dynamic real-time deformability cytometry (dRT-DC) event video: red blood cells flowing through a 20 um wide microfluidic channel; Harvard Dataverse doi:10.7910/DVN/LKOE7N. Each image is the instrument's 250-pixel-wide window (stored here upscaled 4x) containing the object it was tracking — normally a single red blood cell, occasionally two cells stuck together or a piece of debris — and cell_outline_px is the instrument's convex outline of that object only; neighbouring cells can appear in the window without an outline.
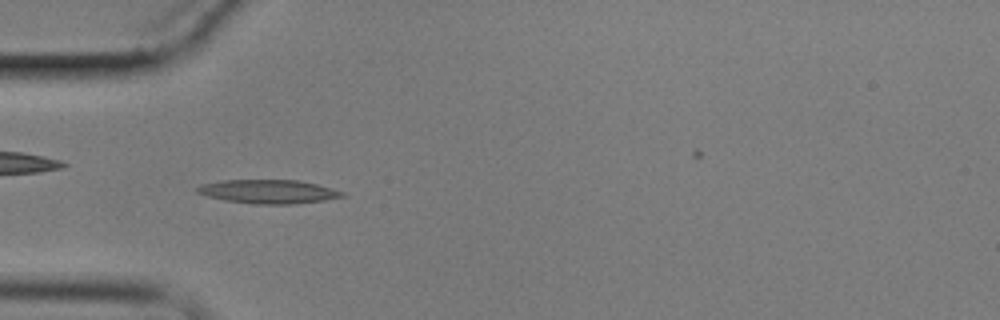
{"species": "common noctule bat (a hibernating species)", "species_latin": "Nyctalus noctula", "temperature_condition": "cold", "stored_images_in_passage": 8, "camera_frame_rate_fps": 3000, "um_per_image_px": 0.085, "animal": {"sex": "male", "body_mass_g": 17.9}, "frame": {"image": 1, "passage_image": 6, "time_ms": 6.0, "image_size_px": [1000, 320], "cell_outline_px": [[348, 196], [324, 200], [292, 204], [256, 204], [224, 200], [208, 196], [196, 192], [196, 188], [200, 184], [224, 180], [296, 180], [316, 184], [344, 192]], "centroid_in_image_um": [22.81, 16.28], "position_along_channel_um": 62.2, "area_um2": 20.0}}
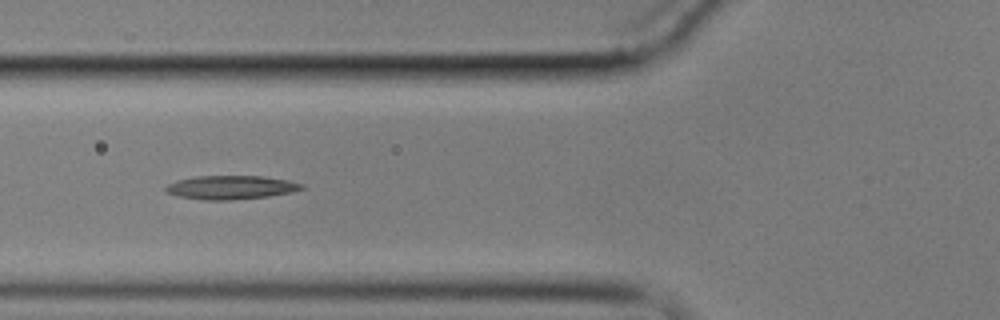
{"frame": {"image": 2, "passage_image": 7, "time_ms": 7.333, "image_size_px": [1000, 320], "cell_outline_px": [[304, 188], [292, 192], [268, 196], [232, 200], [204, 200], [176, 196], [164, 192], [164, 188], [168, 184], [176, 180], [196, 176], [264, 176], [288, 180], [304, 184]], "centroid_in_image_um": [19.59, 15.93], "position_along_channel_um": 106.2, "area_um2": 18.96}}
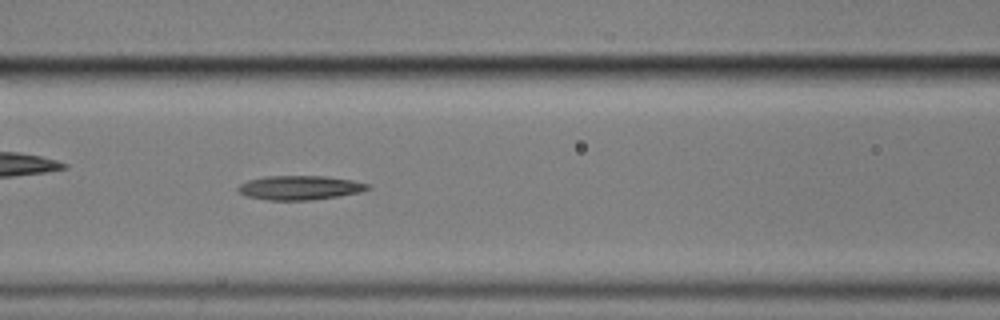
{"frame": {"image": 3, "passage_image": 8, "time_ms": 8.333, "image_size_px": [1000, 320], "cell_outline_px": [[372, 188], [360, 192], [336, 196], [308, 200], [268, 200], [248, 196], [240, 192], [236, 188], [240, 184], [248, 180], [264, 176], [324, 176], [352, 180], [372, 184]], "centroid_in_image_um": [25.51, 15.94], "position_along_channel_um": 141.1, "area_um2": 18.21}}